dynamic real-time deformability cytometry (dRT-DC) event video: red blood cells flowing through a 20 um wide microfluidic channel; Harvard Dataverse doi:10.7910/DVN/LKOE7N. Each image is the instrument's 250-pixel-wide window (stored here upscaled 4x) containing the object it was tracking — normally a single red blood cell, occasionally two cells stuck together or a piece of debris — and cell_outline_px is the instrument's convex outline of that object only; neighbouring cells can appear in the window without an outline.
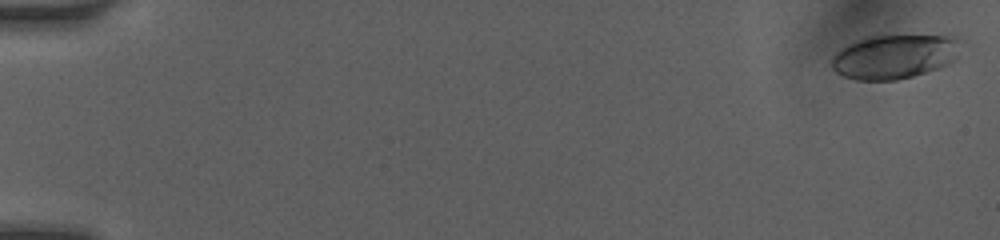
{"species": "human", "species_latin": "Homo sapiens", "temperature_condition": "room temperature", "stored_images_in_passage": 7, "camera_frame_rate_fps": 3000, "um_per_image_px": 0.085, "donor": {"sex": "female"}, "frame": {"image": 1, "passage_image": 1, "time_ms": 0.0, "image_size_px": [1000, 240], "cell_outline_px": [[956, 40], [952, 60], [936, 68], [912, 76], [896, 80], [856, 80], [844, 76], [836, 72], [832, 68], [832, 56], [836, 52], [848, 44], [864, 36], [952, 36]], "centroid_in_image_um": [75.86, 4.82], "position_along_channel_um": 9.1, "area_um2": 32.19}}
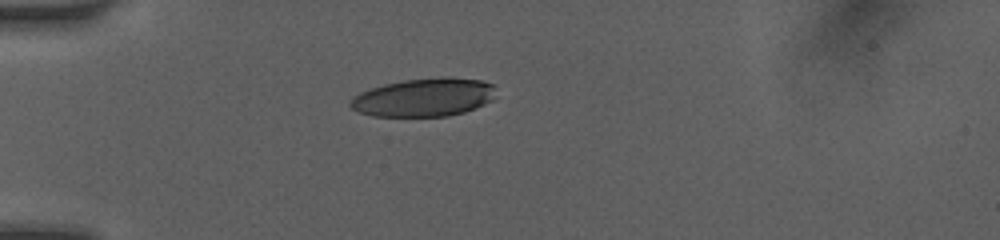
{"frame": {"image": 2, "passage_image": 7, "time_ms": 4.667, "image_size_px": [1000, 240], "cell_outline_px": [[496, 96], [492, 100], [476, 108], [464, 112], [448, 116], [372, 116], [360, 112], [352, 108], [348, 104], [360, 92], [384, 84], [404, 80], [444, 76], [452, 76], [480, 80], [496, 84]], "centroid_in_image_um": [36.12, 8.26], "position_along_channel_um": 48.9, "area_um2": 32.77}}